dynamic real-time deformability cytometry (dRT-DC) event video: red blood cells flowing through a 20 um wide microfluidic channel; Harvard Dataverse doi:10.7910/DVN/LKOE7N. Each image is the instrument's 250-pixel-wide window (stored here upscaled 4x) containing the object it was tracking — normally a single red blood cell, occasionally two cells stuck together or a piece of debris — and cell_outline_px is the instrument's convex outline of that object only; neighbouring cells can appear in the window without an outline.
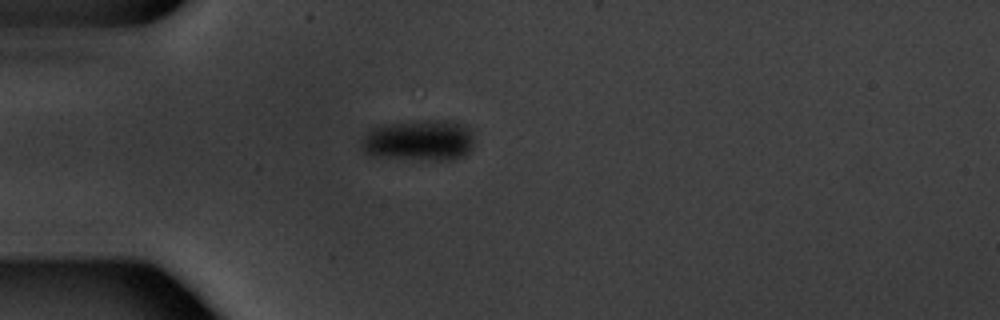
{"species": "common noctule bat (a hibernating species)", "species_latin": "Nyctalus noctula", "temperature_condition": "warm", "stored_images_in_passage": 6, "camera_frame_rate_fps": 3000, "um_per_image_px": 0.085, "animal": {"sex": "male", "body_mass_g": 20.1, "forearm_length_mm": 53.5}, "frame": {"image": 1, "passage_image": 1, "time_ms": 0.0, "image_size_px": [1000, 320], "cell_outline_px": [[472, 144], [468, 152], [464, 156], [452, 160], [432, 160], [380, 156], [364, 152], [360, 148], [360, 140], [368, 128], [380, 124], [424, 120], [452, 120], [464, 124], [468, 128], [472, 136]], "centroid_in_image_um": [35.57, 11.9], "position_along_channel_um": 49.4, "area_um2": 27.28}}